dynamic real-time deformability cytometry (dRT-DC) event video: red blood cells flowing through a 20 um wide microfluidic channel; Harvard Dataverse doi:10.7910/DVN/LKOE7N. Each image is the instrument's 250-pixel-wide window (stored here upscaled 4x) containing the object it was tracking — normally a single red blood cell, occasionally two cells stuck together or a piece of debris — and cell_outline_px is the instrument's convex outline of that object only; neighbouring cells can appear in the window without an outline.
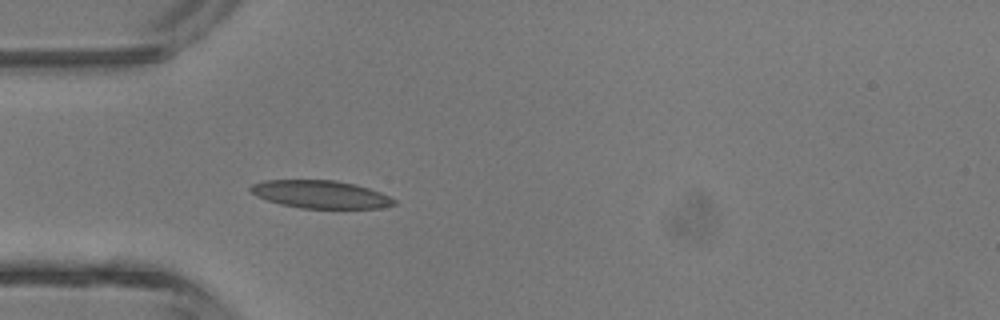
{"species": "common noctule bat (a hibernating species)", "species_latin": "Nyctalus noctula", "temperature_condition": "room temperature", "stored_images_in_passage": 3, "camera_frame_rate_fps": 3000, "um_per_image_px": 0.085, "animal": {"sex": "male", "body_mass_g": 13.3}, "frame": {"image": 1, "passage_image": 3, "time_ms": 3.0, "image_size_px": [1000, 320], "cell_outline_px": [[396, 204], [380, 208], [300, 208], [280, 204], [256, 196], [248, 188], [252, 184], [264, 180], [336, 180], [356, 184], [380, 192], [396, 200]], "centroid_in_image_um": [27.24, 16.51], "position_along_channel_um": 57.8, "area_um2": 23.24}}